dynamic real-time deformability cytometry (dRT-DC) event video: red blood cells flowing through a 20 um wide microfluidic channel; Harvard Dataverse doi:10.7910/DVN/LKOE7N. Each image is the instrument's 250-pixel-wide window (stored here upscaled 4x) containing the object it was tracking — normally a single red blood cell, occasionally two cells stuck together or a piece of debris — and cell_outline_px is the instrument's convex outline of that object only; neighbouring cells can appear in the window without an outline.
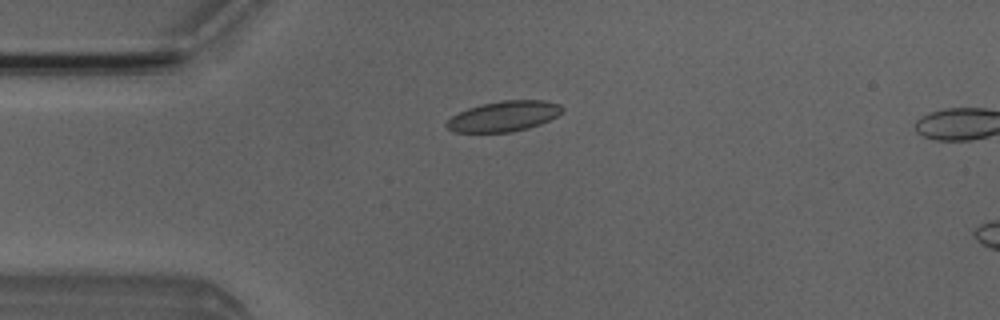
{"species": "Egyptian fruit bat (a non-hibernating species)", "species_latin": "Rousettus aegyptiacus", "temperature_condition": "room temperature", "stored_images_in_passage": 4, "camera_frame_rate_fps": 3000, "um_per_image_px": 0.085, "animal": {"sex": "male"}, "frame": {"image": 1, "passage_image": 3, "time_ms": 2.333, "image_size_px": [1000, 320], "cell_outline_px": [[564, 112], [540, 124], [528, 128], [512, 132], [452, 132], [444, 124], [452, 116], [468, 108], [480, 104], [500, 100], [544, 100], [560, 104], [564, 108]], "centroid_in_image_um": [42.83, 9.87], "position_along_channel_um": 42.2, "area_um2": 20.58}}